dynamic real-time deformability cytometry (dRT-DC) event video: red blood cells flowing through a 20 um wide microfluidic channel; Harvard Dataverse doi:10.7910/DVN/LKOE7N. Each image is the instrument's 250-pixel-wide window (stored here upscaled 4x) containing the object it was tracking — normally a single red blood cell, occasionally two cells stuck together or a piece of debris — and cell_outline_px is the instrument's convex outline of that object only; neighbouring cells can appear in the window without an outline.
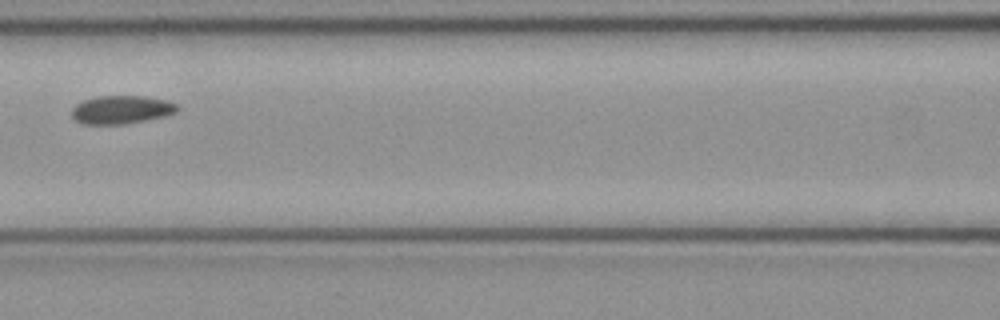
{"species": "common noctule bat (a hibernating species)", "species_latin": "Nyctalus noctula", "temperature_condition": "cold", "stored_images_in_passage": 4, "camera_frame_rate_fps": 3000, "um_per_image_px": 0.085, "animal": {"sex": "female", "body_mass_g": 21.9}, "frame": {"image": 1, "passage_image": 4, "time_ms": 1.0, "image_size_px": [1000, 320], "cell_outline_px": [[180, 108], [176, 112], [164, 116], [124, 124], [84, 124], [76, 120], [72, 116], [72, 108], [76, 104], [84, 100], [96, 96], [144, 96], [168, 100], [176, 104]], "centroid_in_image_um": [10.32, 9.31], "position_along_channel_um": 156.3, "area_um2": 17.34}}